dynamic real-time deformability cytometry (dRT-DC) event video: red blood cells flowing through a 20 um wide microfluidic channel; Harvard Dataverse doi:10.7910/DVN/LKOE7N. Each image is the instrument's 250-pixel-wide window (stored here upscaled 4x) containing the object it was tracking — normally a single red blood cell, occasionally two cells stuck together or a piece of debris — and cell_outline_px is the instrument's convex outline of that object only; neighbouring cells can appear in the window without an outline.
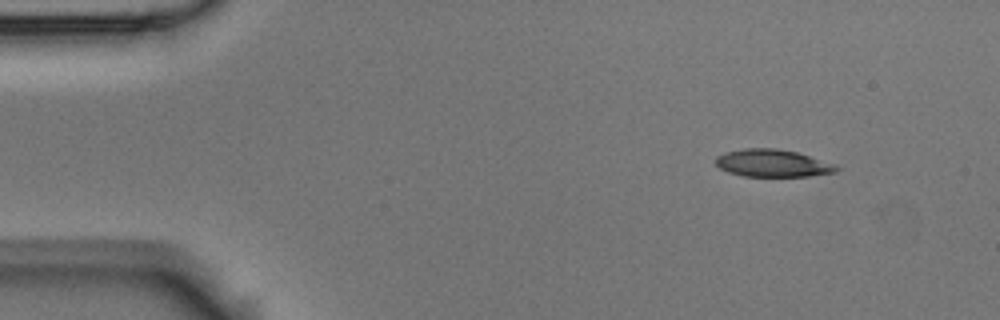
{"species": "Egyptian fruit bat (a non-hibernating species)", "species_latin": "Rousettus aegyptiacus", "temperature_condition": "room temperature", "stored_images_in_passage": 9, "camera_frame_rate_fps": 3000, "um_per_image_px": 0.085, "animal": {"sex": "male"}, "frame": {"image": 1, "passage_image": 1, "time_ms": 0.0, "image_size_px": [1000, 320], "cell_outline_px": [[840, 168], [836, 172], [808, 176], [744, 176], [728, 172], [720, 168], [716, 164], [716, 156], [724, 152], [744, 148], [776, 148], [796, 152], [836, 164]], "centroid_in_image_um": [65.67, 13.87], "position_along_channel_um": 19.3, "area_um2": 19.31}}
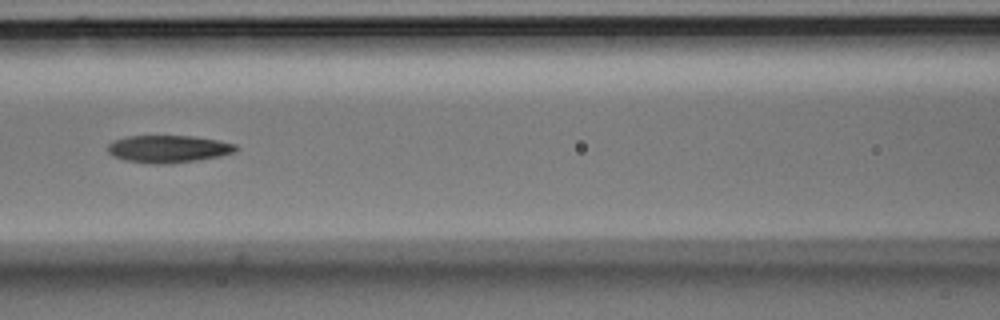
{"frame": {"image": 2, "passage_image": 6, "time_ms": 1.667, "image_size_px": [1000, 320], "cell_outline_px": [[240, 148], [236, 152], [220, 156], [196, 160], [168, 164], [152, 164], [124, 160], [112, 156], [108, 152], [108, 144], [112, 140], [128, 136], [196, 136], [236, 144]], "centroid_in_image_um": [14.31, 12.66], "position_along_channel_um": 152.3, "area_um2": 20.63}}
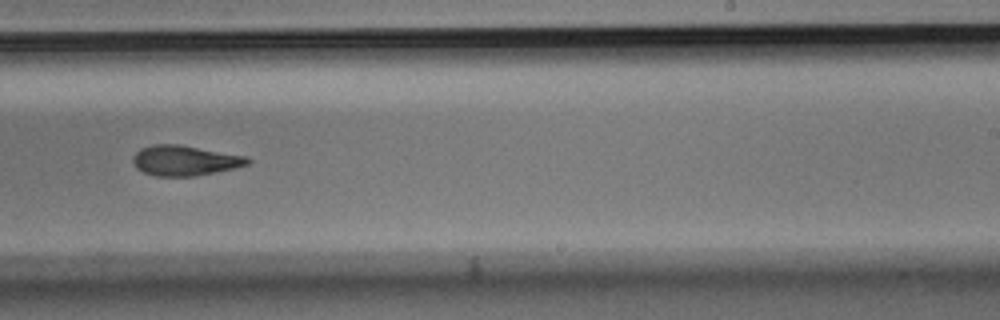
{"frame": {"image": 3, "passage_image": 9, "time_ms": 2.667, "image_size_px": [1000, 320], "cell_outline_px": [[252, 160], [248, 164], [232, 168], [196, 176], [156, 176], [144, 172], [136, 168], [132, 160], [132, 156], [140, 148], [152, 144], [180, 144], [248, 156]], "centroid_in_image_um": [15.69, 13.63], "position_along_channel_um": 273.3, "area_um2": 20.29}}